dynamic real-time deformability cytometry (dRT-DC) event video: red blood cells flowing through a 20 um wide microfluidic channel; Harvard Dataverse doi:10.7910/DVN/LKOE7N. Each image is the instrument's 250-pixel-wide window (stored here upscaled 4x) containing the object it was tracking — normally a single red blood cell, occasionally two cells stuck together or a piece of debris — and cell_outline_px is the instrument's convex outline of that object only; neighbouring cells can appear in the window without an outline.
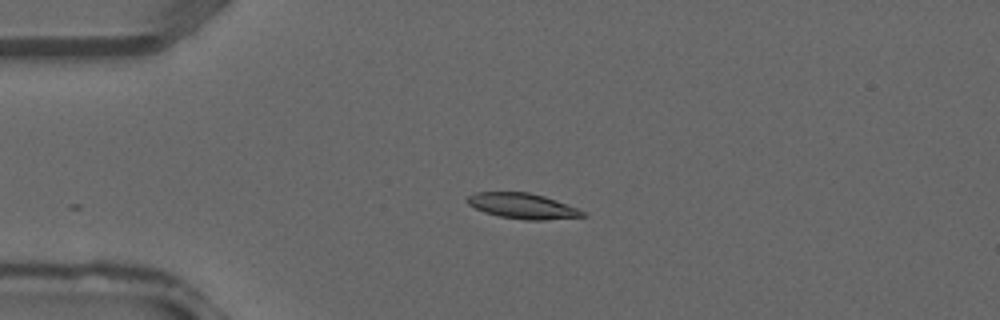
{"species": "common noctule bat (a hibernating species)", "species_latin": "Nyctalus noctula", "temperature_condition": "warm", "stored_images_in_passage": 24, "camera_frame_rate_fps": 3000, "um_per_image_px": 0.085, "animal": {"sex": "male", "forearm_length_mm": 52.5}, "frame": {"image": 1, "passage_image": 1, "time_ms": 0.0, "image_size_px": [1000, 320], "cell_outline_px": [[588, 216], [544, 220], [524, 220], [500, 216], [484, 212], [468, 204], [468, 196], [476, 192], [528, 192], [544, 196], [556, 200], [576, 208], [584, 212]], "centroid_in_image_um": [44.43, 17.51], "position_along_channel_um": 40.6, "area_um2": 16.94}}
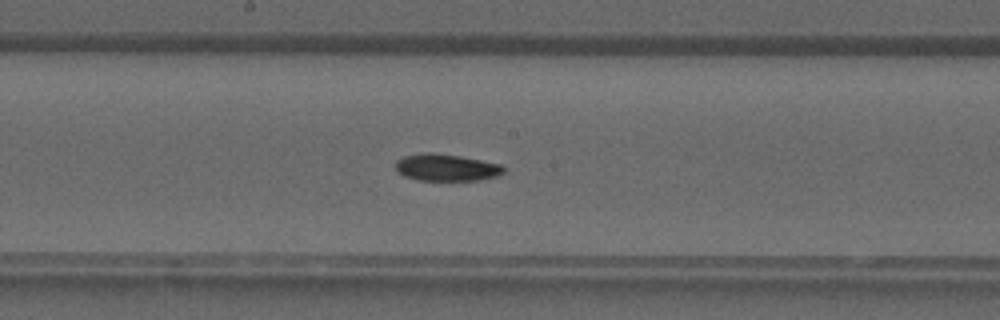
{"frame": {"image": 2, "passage_image": 12, "time_ms": 3.667, "image_size_px": [1000, 320], "cell_outline_px": [[508, 168], [500, 176], [480, 180], [416, 180], [404, 176], [396, 172], [396, 160], [404, 156], [424, 152], [432, 152], [460, 156], [504, 164]], "centroid_in_image_um": [37.99, 14.24], "position_along_channel_um": 210.2, "area_um2": 17.4}}
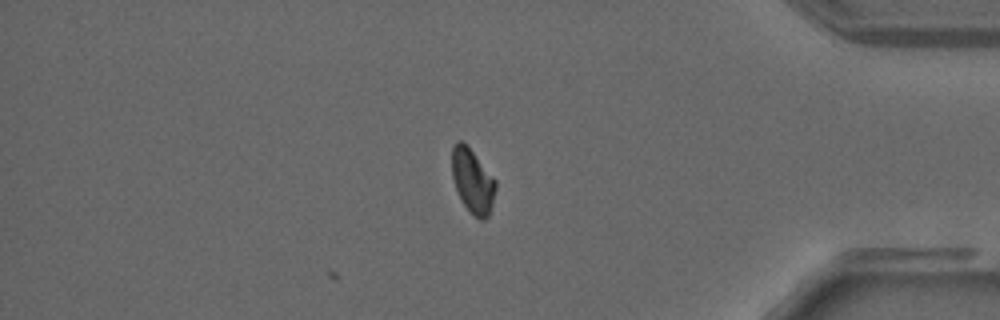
{"frame": {"image": 3, "passage_image": 24, "time_ms": 7.667, "image_size_px": [1000, 320], "cell_outline_px": [[496, 188], [488, 216], [484, 220], [480, 220], [464, 204], [456, 188], [452, 176], [452, 144], [456, 140], [460, 140], [468, 144], [496, 180]], "centroid_in_image_um": [40.16, 15.3], "position_along_channel_um": 395.0, "area_um2": 16.3}}